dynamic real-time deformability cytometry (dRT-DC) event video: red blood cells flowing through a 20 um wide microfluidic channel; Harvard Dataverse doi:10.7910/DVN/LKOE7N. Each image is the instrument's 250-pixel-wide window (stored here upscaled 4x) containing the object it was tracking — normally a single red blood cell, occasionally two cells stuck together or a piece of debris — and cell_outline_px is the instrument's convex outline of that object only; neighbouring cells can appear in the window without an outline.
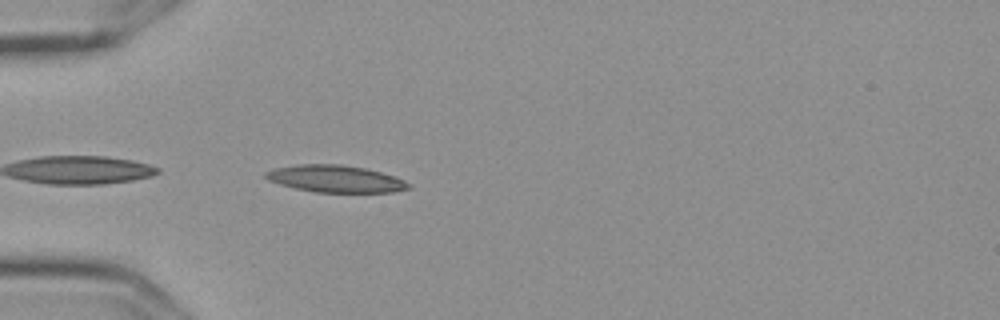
{"species": "Egyptian fruit bat (a non-hibernating species)", "species_latin": "Rousettus aegyptiacus", "temperature_condition": "cold", "stored_images_in_passage": 35, "camera_frame_rate_fps": 3000, "um_per_image_px": 0.085, "frame": {"image": 1, "passage_image": 2, "time_ms": 0.333, "image_size_px": [1000, 320], "cell_outline_px": [[408, 188], [392, 192], [316, 192], [296, 188], [280, 184], [268, 180], [264, 176], [264, 172], [272, 168], [296, 164], [340, 164], [364, 168], [380, 172], [404, 180], [408, 184]], "centroid_in_image_um": [28.43, 15.18], "position_along_channel_um": 56.6, "area_um2": 22.31}}
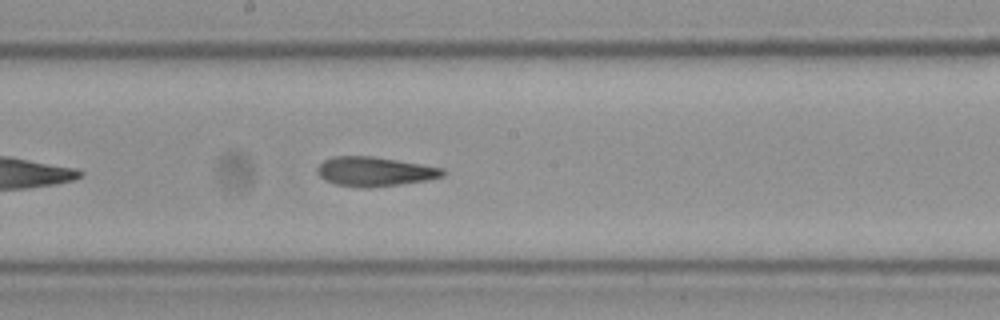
{"frame": {"image": 2, "passage_image": 16, "time_ms": 5.0, "image_size_px": [1000, 320], "cell_outline_px": [[448, 172], [444, 176], [428, 180], [400, 184], [368, 188], [360, 188], [336, 184], [324, 180], [316, 172], [316, 168], [324, 160], [332, 156], [372, 156], [444, 168]], "centroid_in_image_um": [31.85, 14.58], "position_along_channel_um": 216.4, "area_um2": 21.62}}
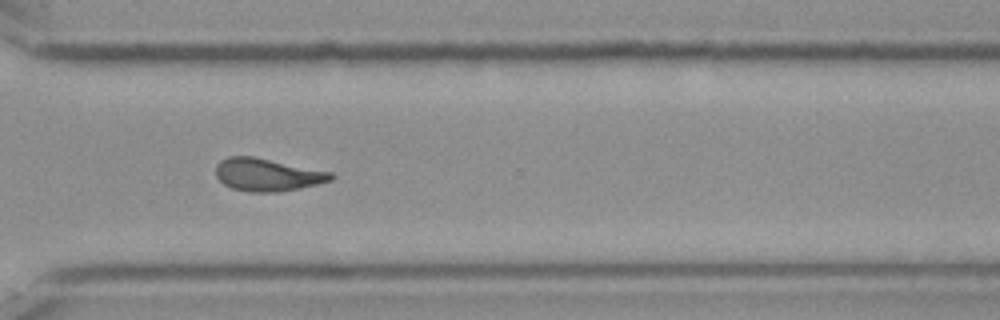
{"frame": {"image": 3, "passage_image": 27, "time_ms": 8.667, "image_size_px": [1000, 320], "cell_outline_px": [[336, 176], [332, 180], [300, 188], [276, 192], [248, 192], [232, 188], [224, 184], [216, 176], [216, 164], [220, 160], [228, 156], [252, 156], [332, 172]], "centroid_in_image_um": [22.71, 14.85], "position_along_channel_um": 347.9, "area_um2": 21.91}, "authors_computed_cell_mechanics": {"area_um2": 21.6172, "velocity_mm_per_s": 3.5914, "shape_relaxation_time_tau1_ms": null, "shape_relaxation_time_tau2_ms": 2.9944, "deformation_change_tau1": null, "deformation_change_tau2": 0.1174}}